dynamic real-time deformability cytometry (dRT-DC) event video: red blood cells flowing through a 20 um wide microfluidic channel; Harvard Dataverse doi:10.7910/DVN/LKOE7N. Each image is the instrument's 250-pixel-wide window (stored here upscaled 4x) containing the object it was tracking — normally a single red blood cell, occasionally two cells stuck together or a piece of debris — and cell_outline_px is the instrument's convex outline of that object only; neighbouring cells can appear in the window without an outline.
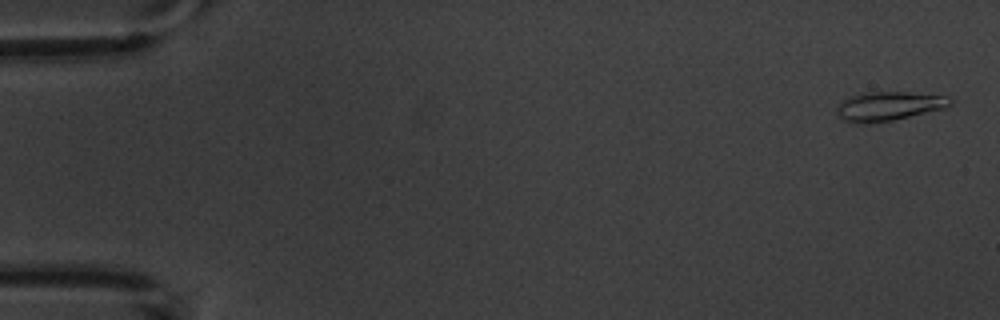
{"species": "common noctule bat (a hibernating species)", "species_latin": "Nyctalus noctula", "temperature_condition": "warm", "stored_images_in_passage": 5, "camera_frame_rate_fps": 3000, "um_per_image_px": 0.085, "animal": {"sex": "male", "body_mass_g": 20.1, "forearm_length_mm": 53.5}, "frame": {"image": 1, "passage_image": 1, "time_ms": 0.0, "image_size_px": [1000, 320], "cell_outline_px": [[952, 104], [944, 108], [892, 120], [864, 124], [844, 120], [836, 112], [836, 104], [860, 92], [908, 92], [944, 96], [952, 100]], "centroid_in_image_um": [75.5, 9.01], "position_along_channel_um": 9.5, "area_um2": 18.96}}
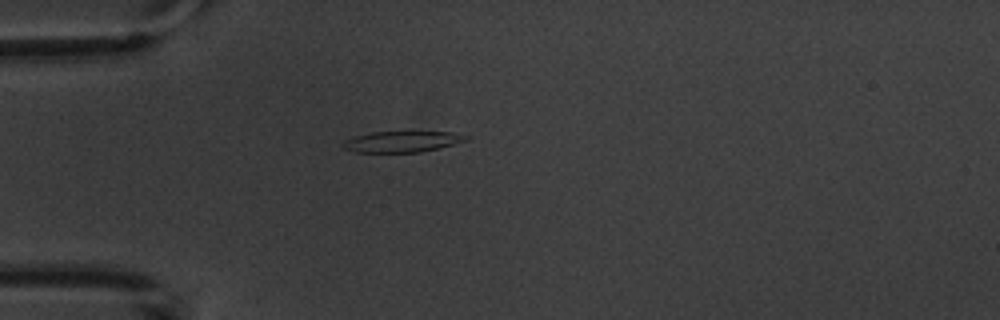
{"frame": {"image": 2, "passage_image": 5, "time_ms": 4.667, "image_size_px": [1000, 320], "cell_outline_px": [[468, 140], [440, 148], [420, 152], [356, 152], [344, 148], [340, 144], [344, 140], [356, 136], [372, 132], [452, 132], [468, 136]], "centroid_in_image_um": [34.17, 12.04], "position_along_channel_um": 50.8, "area_um2": 14.97}}